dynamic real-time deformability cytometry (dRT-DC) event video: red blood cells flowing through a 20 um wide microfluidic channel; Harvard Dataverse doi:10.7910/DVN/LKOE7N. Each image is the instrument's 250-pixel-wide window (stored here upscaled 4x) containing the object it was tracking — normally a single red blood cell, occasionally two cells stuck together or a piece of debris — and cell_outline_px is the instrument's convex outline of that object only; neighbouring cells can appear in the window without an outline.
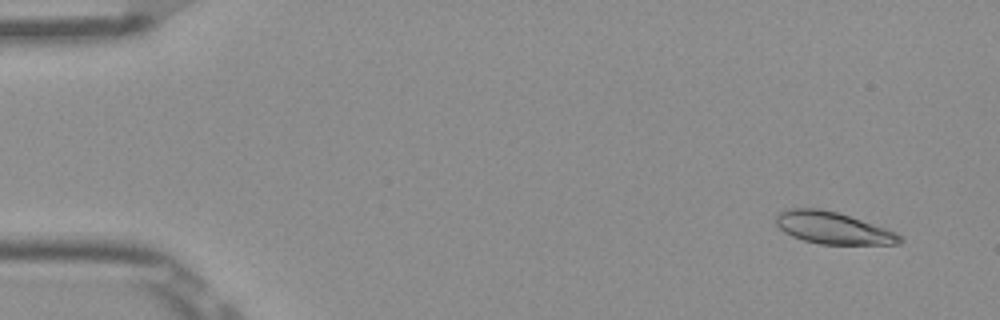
{"species": "Egyptian fruit bat (a non-hibernating species)", "species_latin": "Rousettus aegyptiacus", "temperature_condition": "room temperature", "stored_images_in_passage": 53, "camera_frame_rate_fps": 3000, "um_per_image_px": 0.085, "frame": {"image": 1, "passage_image": 4, "time_ms": 1.0, "image_size_px": [1000, 320], "cell_outline_px": [[904, 240], [900, 244], [820, 244], [804, 240], [792, 236], [784, 232], [776, 224], [776, 216], [780, 212], [788, 208], [820, 208], [836, 212], [896, 232]], "centroid_in_image_um": [70.78, 19.38], "position_along_channel_um": 14.2, "area_um2": 22.77}}
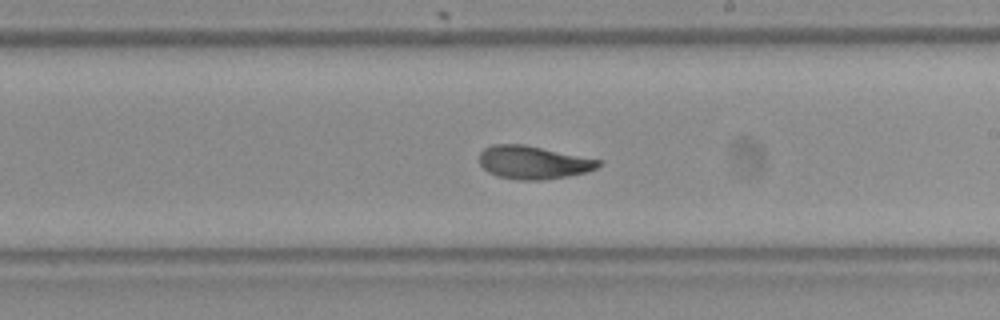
{"frame": {"image": 2, "passage_image": 31, "time_ms": 10.0, "image_size_px": [1000, 320], "cell_outline_px": [[600, 164], [596, 168], [588, 172], [568, 176], [544, 180], [516, 180], [496, 176], [488, 172], [480, 164], [480, 152], [484, 148], [492, 144], [524, 144], [600, 160]], "centroid_in_image_um": [45.29, 13.81], "position_along_channel_um": 243.7, "area_um2": 23.0}}
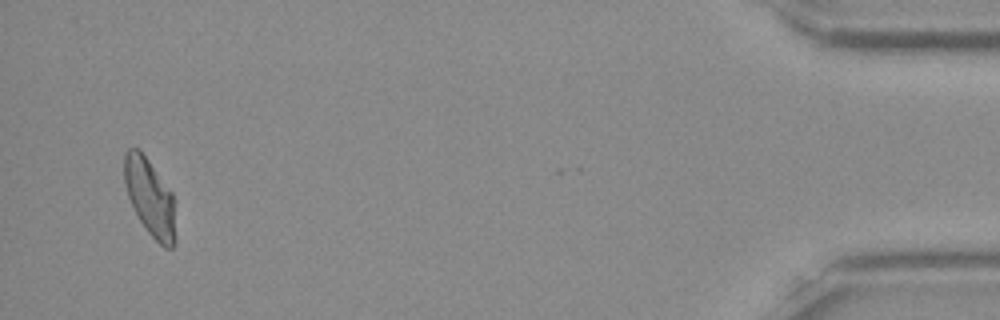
{"frame": {"image": 3, "passage_image": 51, "time_ms": 16.667, "image_size_px": [1000, 320], "cell_outline_px": [[176, 240], [172, 248], [164, 248], [148, 232], [140, 220], [128, 196], [124, 180], [124, 152], [128, 148], [140, 148], [172, 192], [176, 236]], "centroid_in_image_um": [12.75, 16.76], "position_along_channel_um": 422.5, "area_um2": 23.0}, "authors_computed_cell_mechanics": {"area_um2": 23.12, "velocity_mm_per_s": 3.8741, "shape_relaxation_time_tau1_ms": 6.2238, "shape_relaxation_time_tau2_ms": 1.6913, "deformation_change_tau1": 0.1933, "deformation_change_tau2": 0.075}}